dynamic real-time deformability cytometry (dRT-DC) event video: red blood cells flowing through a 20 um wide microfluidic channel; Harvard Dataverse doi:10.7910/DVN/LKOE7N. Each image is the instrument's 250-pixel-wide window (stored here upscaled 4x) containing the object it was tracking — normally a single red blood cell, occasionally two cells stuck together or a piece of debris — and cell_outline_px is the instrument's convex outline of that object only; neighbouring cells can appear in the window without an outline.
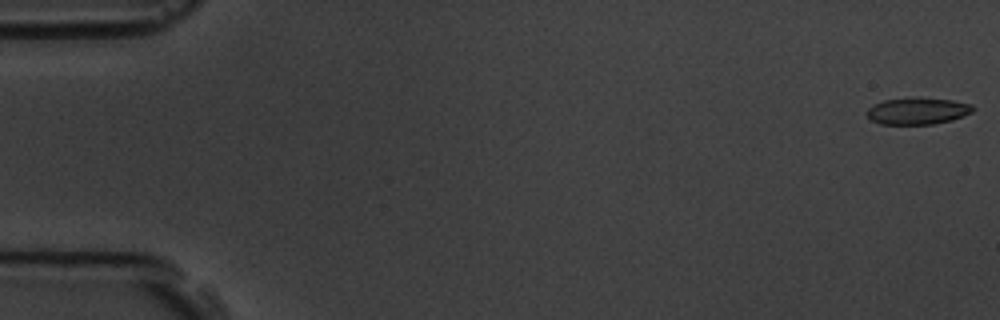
{"species": "common noctule bat (a hibernating species)", "species_latin": "Nyctalus noctula", "temperature_condition": "room temperature", "stored_images_in_passage": 9, "camera_frame_rate_fps": 3000, "um_per_image_px": 0.085, "animal": {"sex": "male", "body_mass_g": 19.5, "forearm_length_mm": 54.6}, "frame": {"image": 1, "passage_image": 1, "time_ms": 0.0, "image_size_px": [1000, 320], "cell_outline_px": [[976, 108], [972, 112], [952, 120], [932, 124], [880, 124], [872, 120], [868, 116], [868, 108], [872, 104], [884, 100], [916, 96], [952, 100], [972, 104]], "centroid_in_image_um": [78.01, 9.41], "position_along_channel_um": 7.0, "area_um2": 16.76}}
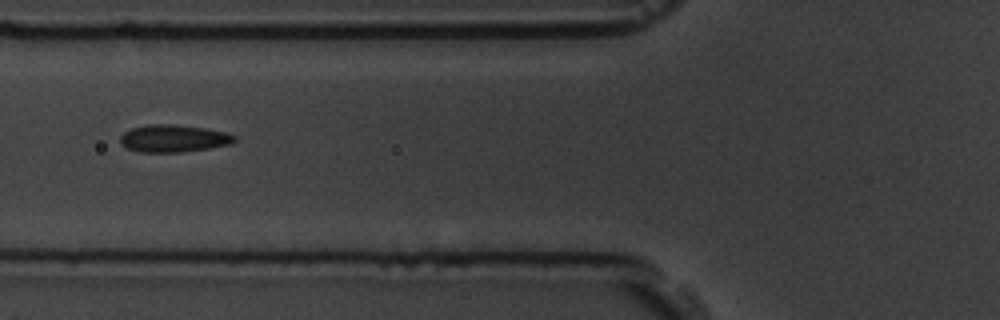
{"frame": {"image": 2, "passage_image": 7, "time_ms": 7.0, "image_size_px": [1000, 320], "cell_outline_px": [[236, 140], [232, 144], [208, 148], [180, 152], [140, 152], [128, 148], [120, 144], [120, 136], [124, 132], [132, 128], [148, 124], [172, 124], [204, 128], [224, 132], [236, 136]], "centroid_in_image_um": [14.73, 11.76], "position_along_channel_um": 111.1, "area_um2": 18.15}}
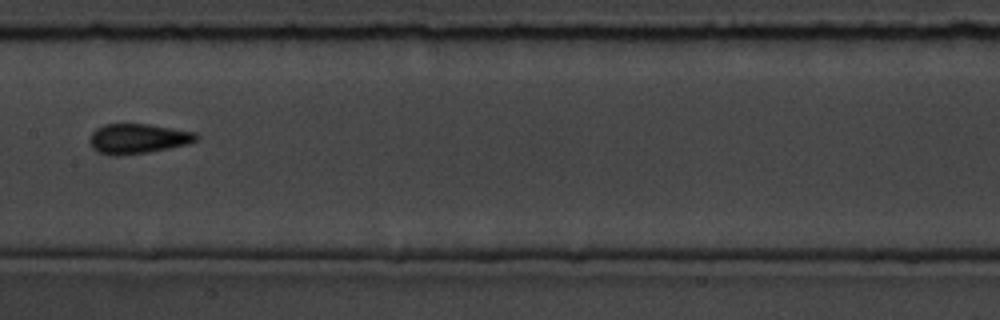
{"frame": {"image": 3, "passage_image": 9, "time_ms": 9.333, "image_size_px": [1000, 320], "cell_outline_px": [[200, 136], [196, 140], [188, 144], [148, 152], [120, 156], [112, 156], [96, 152], [92, 148], [88, 140], [92, 132], [96, 128], [104, 124], [148, 124], [196, 132]], "centroid_in_image_um": [11.68, 11.79], "position_along_channel_um": 195.7, "area_um2": 18.79}}